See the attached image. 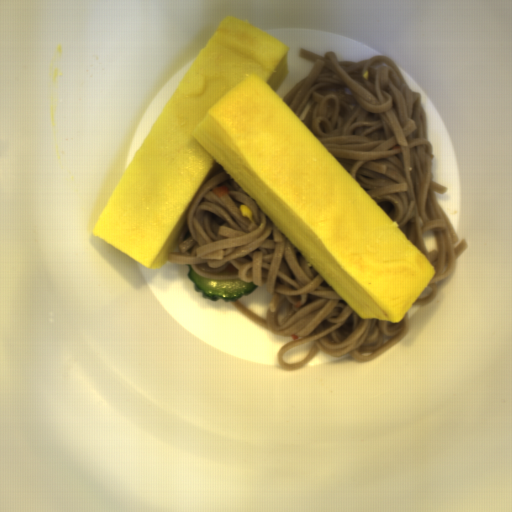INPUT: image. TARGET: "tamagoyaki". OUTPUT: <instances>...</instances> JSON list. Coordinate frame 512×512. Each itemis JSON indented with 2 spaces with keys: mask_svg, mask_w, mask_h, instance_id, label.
<instances>
[{
  "mask_svg": "<svg viewBox=\"0 0 512 512\" xmlns=\"http://www.w3.org/2000/svg\"><path fill=\"white\" fill-rule=\"evenodd\" d=\"M290 49L227 14L91 234L159 270L221 166L361 320L399 324L436 268L280 97Z\"/></svg>",
  "mask_w": 512,
  "mask_h": 512,
  "instance_id": "obj_1",
  "label": "tamagoyaki"
}]
</instances>
